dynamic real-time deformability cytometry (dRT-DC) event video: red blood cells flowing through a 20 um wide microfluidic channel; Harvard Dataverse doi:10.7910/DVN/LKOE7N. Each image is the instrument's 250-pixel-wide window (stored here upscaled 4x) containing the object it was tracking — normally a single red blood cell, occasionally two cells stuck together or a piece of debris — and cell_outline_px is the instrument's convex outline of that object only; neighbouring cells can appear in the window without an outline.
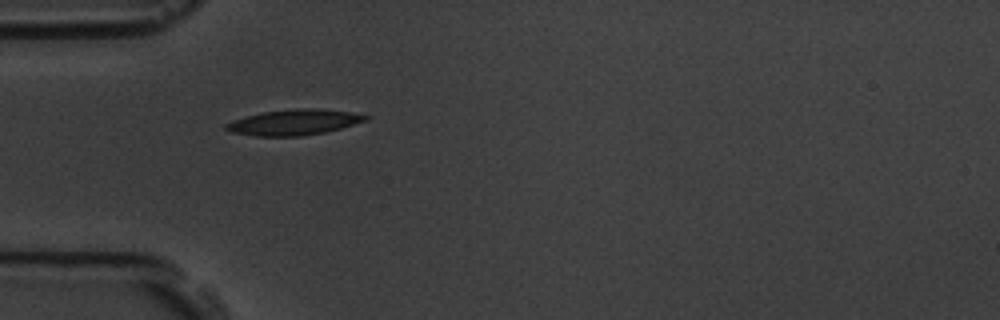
{"species": "common noctule bat (a hibernating species)", "species_latin": "Nyctalus noctula", "temperature_condition": "room temperature", "stored_images_in_passage": 5, "camera_frame_rate_fps": 3000, "um_per_image_px": 0.085, "animal": {"sex": "male", "body_mass_g": 19.5, "forearm_length_mm": 54.6}, "frame": {"image": 1, "passage_image": 5, "time_ms": 4.667, "image_size_px": [1000, 320], "cell_outline_px": [[372, 116], [368, 120], [340, 128], [324, 132], [300, 136], [256, 136], [232, 132], [224, 128], [224, 124], [232, 120], [264, 112], [300, 108], [320, 108], [348, 112]], "centroid_in_image_um": [25.0, 10.39], "position_along_channel_um": 60.0, "area_um2": 20.63}}